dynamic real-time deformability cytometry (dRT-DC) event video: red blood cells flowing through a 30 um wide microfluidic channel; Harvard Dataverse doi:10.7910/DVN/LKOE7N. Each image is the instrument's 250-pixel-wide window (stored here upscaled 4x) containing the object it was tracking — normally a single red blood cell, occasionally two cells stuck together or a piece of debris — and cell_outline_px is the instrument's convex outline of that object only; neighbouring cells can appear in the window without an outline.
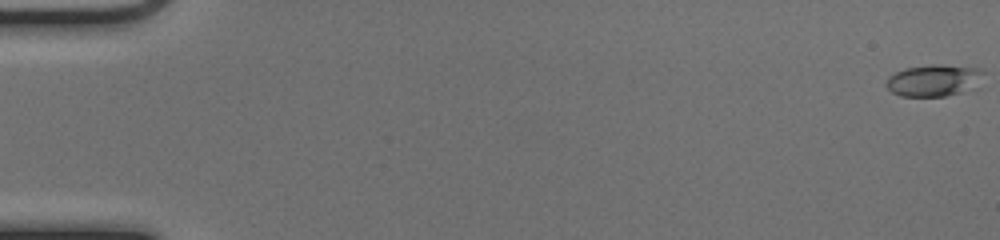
{"species": "common noctule bat (a hibernating species)", "species_latin": "Nyctalus noctula", "temperature_condition": "cold", "stored_images_in_passage": 53, "camera_frame_rate_fps": 3000, "um_per_image_px": 0.085, "animal": {"sex": "female", "body_mass_g": 17.0, "forearm_length_mm": 48.0}, "frame": {"image": 1, "passage_image": 1, "time_ms": 0.0, "image_size_px": [1000, 240], "cell_outline_px": [[984, 72], [980, 88], [944, 96], [900, 96], [892, 92], [884, 84], [888, 76], [904, 68], [932, 64], [940, 64], [980, 68]], "centroid_in_image_um": [79.43, 6.83], "position_along_channel_um": 5.6, "area_um2": 18.5}}
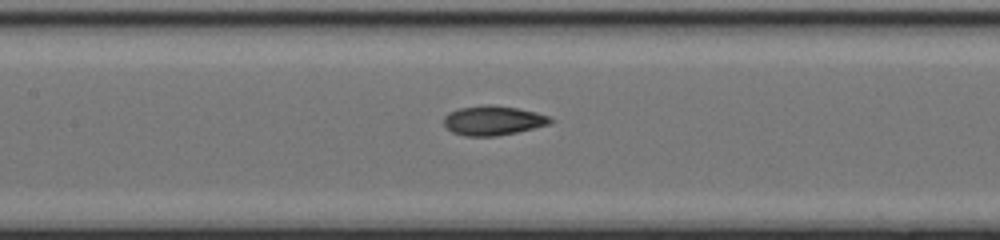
{"frame": {"image": 2, "passage_image": 26, "time_ms": 8.333, "image_size_px": [1000, 240], "cell_outline_px": [[556, 120], [548, 124], [516, 132], [496, 136], [464, 136], [452, 132], [444, 124], [444, 116], [448, 112], [460, 108], [484, 104], [492, 104], [516, 108], [536, 112], [548, 116]], "centroid_in_image_um": [41.89, 10.23], "position_along_channel_um": 165.5, "area_um2": 18.26}}
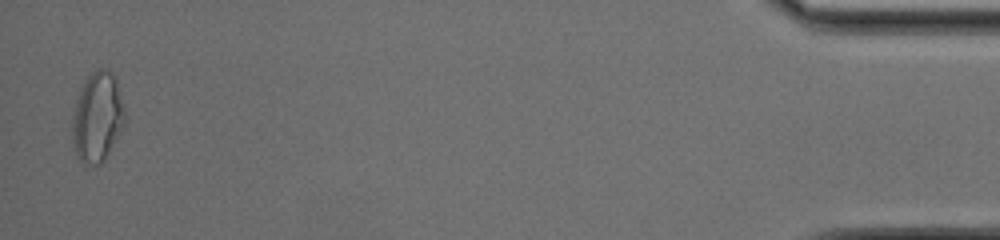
{"frame": {"image": 3, "passage_image": 52, "time_ms": 17.0, "image_size_px": [1000, 240], "cell_outline_px": [[124, 124], [120, 132], [104, 160], [100, 164], [84, 164], [80, 160], [76, 152], [72, 140], [72, 116], [76, 100], [84, 80], [96, 68], [104, 68], [112, 72], [116, 80], [124, 108]], "centroid_in_image_um": [8.26, 9.93], "position_along_channel_um": 426.9, "area_um2": 27.28}, "authors_computed_cell_mechanics": {"area_um2": 17.7446, "velocity_mm_per_s": 4.0413, "shape_relaxation_time_tau1_ms": 3.825, "shape_relaxation_time_tau2_ms": 1.4573, "deformation_change_tau1": 0.1642, "deformation_change_tau2": 0.0821}}